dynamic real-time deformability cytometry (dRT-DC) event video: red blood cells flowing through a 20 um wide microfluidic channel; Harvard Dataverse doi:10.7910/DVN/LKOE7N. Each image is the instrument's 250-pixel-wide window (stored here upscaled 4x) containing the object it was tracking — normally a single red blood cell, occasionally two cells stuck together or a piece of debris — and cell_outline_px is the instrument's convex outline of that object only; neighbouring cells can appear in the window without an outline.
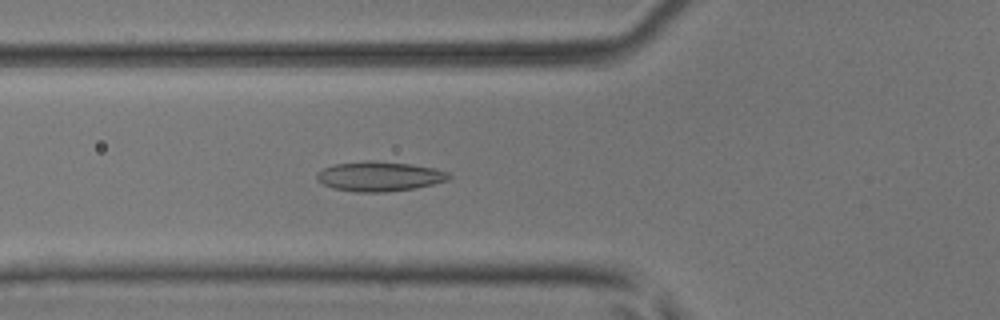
{"species": "common noctule bat (a hibernating species)", "species_latin": "Nyctalus noctula", "temperature_condition": "room temperature", "stored_images_in_passage": 42, "camera_frame_rate_fps": 3000, "um_per_image_px": 0.085, "animal": {"sex": "male", "body_mass_g": 17.9, "forearm_length_mm": 54.2}, "frame": {"image": 1, "passage_image": 9, "time_ms": 2.667, "image_size_px": [1000, 320], "cell_outline_px": [[452, 176], [448, 180], [416, 188], [384, 192], [356, 192], [332, 188], [316, 180], [316, 172], [332, 164], [368, 160], [372, 160], [412, 164], [436, 168], [448, 172]], "centroid_in_image_um": [32.24, 14.98], "position_along_channel_um": 93.6, "area_um2": 23.12}}
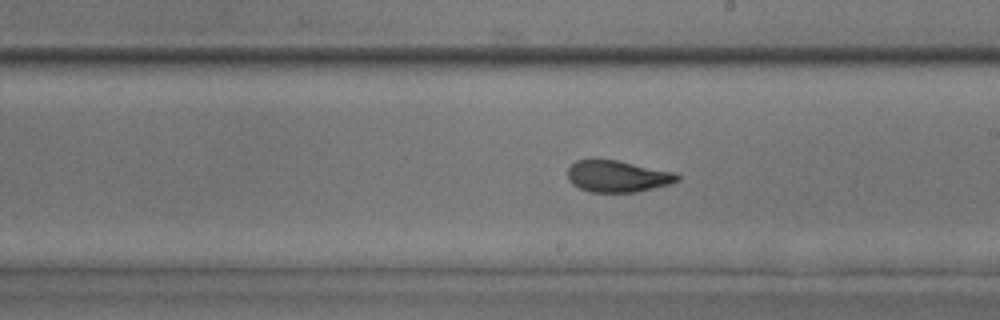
{"frame": {"image": 2, "passage_image": 20, "time_ms": 6.333, "image_size_px": [1000, 320], "cell_outline_px": [[680, 180], [668, 184], [636, 192], [592, 192], [580, 188], [572, 184], [568, 180], [568, 168], [576, 160], [616, 160], [676, 172], [680, 176]], "centroid_in_image_um": [52.5, 14.99], "position_along_channel_um": 236.5, "area_um2": 20.06}}
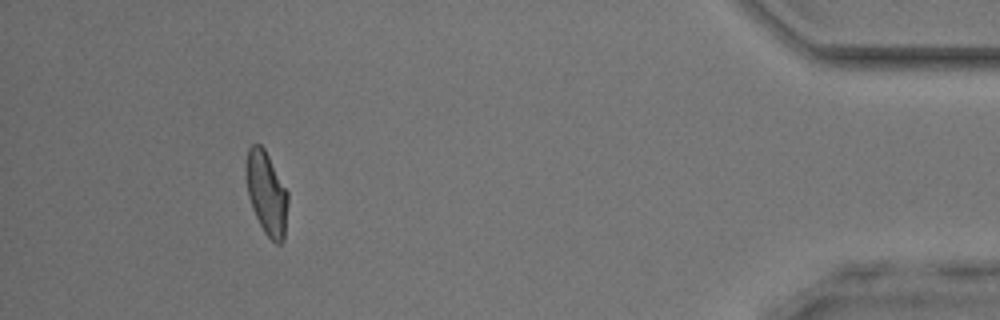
{"frame": {"image": 3, "passage_image": 38, "time_ms": 12.333, "image_size_px": [1000, 320], "cell_outline_px": [[288, 204], [284, 240], [280, 244], [276, 244], [264, 232], [252, 208], [248, 196], [244, 168], [248, 148], [252, 144], [260, 144], [264, 148], [288, 192]], "centroid_in_image_um": [22.64, 16.41], "position_along_channel_um": 412.6, "area_um2": 20.46}, "authors_computed_cell_mechanics": {"area_um2": 20.7213, "velocity_mm_per_s": 3.9122, "shape_relaxation_time_tau1_ms": 6.9777, "shape_relaxation_time_tau2_ms": 1.2038, "deformation_change_tau1": 0.1635, "deformation_change_tau2": 0.0768}}